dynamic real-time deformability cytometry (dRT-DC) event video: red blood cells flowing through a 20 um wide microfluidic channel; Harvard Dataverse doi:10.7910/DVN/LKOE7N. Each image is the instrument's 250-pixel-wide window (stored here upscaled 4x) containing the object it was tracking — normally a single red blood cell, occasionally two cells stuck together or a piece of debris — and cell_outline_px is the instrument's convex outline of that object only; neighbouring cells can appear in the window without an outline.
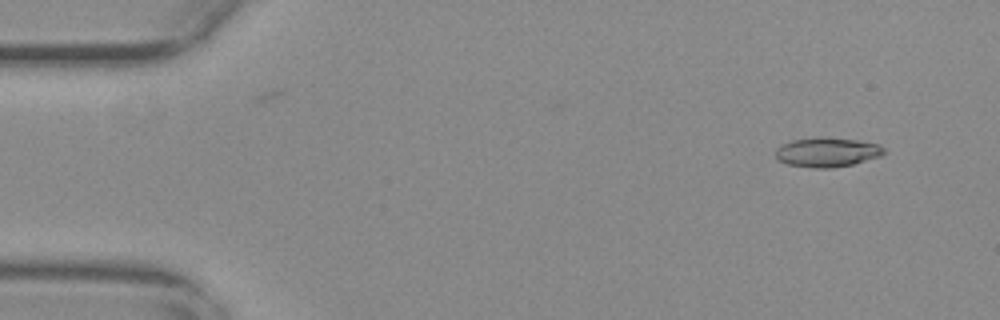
{"species": "common noctule bat (a hibernating species)", "species_latin": "Nyctalus noctula", "temperature_condition": "warm", "stored_images_in_passage": 30, "camera_frame_rate_fps": 3000, "um_per_image_px": 0.085, "animal": {"sex": "female", "body_mass_g": 29.2, "forearm_length_mm": 56.3}, "frame": {"image": 1, "passage_image": 2, "time_ms": 0.333, "image_size_px": [1000, 320], "cell_outline_px": [[884, 152], [880, 156], [852, 164], [832, 168], [816, 168], [788, 164], [780, 160], [776, 156], [776, 152], [784, 144], [792, 140], [816, 136], [820, 136], [856, 140], [880, 144], [884, 148]], "centroid_in_image_um": [70.34, 12.92], "position_along_channel_um": 14.7, "area_um2": 18.38}}
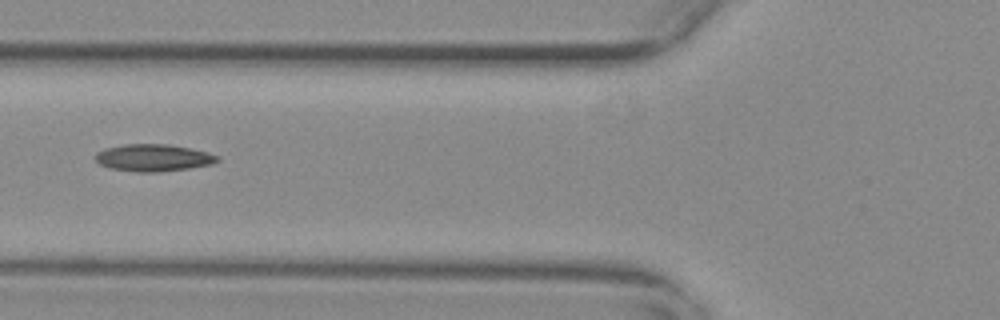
{"frame": {"image": 2, "passage_image": 19, "time_ms": 6.0, "image_size_px": [1000, 320], "cell_outline_px": [[220, 160], [212, 164], [188, 168], [160, 172], [136, 172], [108, 168], [100, 164], [96, 160], [96, 152], [104, 148], [124, 144], [168, 144], [208, 152], [220, 156]], "centroid_in_image_um": [13.03, 13.41], "position_along_channel_um": 112.8, "area_um2": 19.36}}
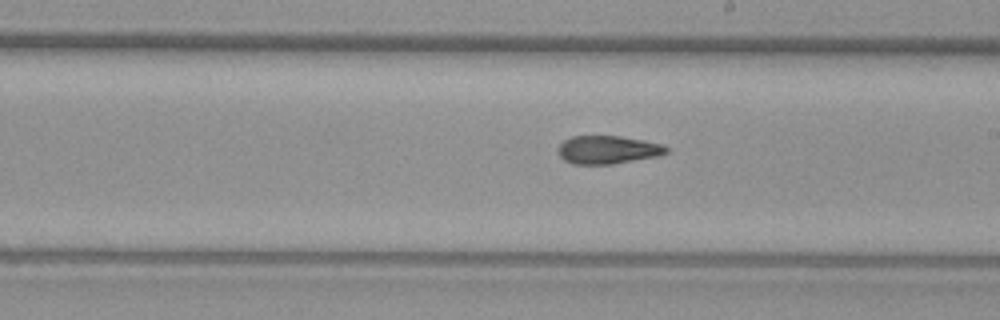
{"frame": {"image": 3, "passage_image": 29, "time_ms": 9.333, "image_size_px": [1000, 320], "cell_outline_px": [[668, 152], [660, 156], [612, 164], [572, 164], [564, 160], [556, 152], [556, 148], [564, 140], [572, 136], [620, 136], [644, 140], [660, 144], [668, 148]], "centroid_in_image_um": [51.63, 12.73], "position_along_channel_um": 237.4, "area_um2": 17.92}}